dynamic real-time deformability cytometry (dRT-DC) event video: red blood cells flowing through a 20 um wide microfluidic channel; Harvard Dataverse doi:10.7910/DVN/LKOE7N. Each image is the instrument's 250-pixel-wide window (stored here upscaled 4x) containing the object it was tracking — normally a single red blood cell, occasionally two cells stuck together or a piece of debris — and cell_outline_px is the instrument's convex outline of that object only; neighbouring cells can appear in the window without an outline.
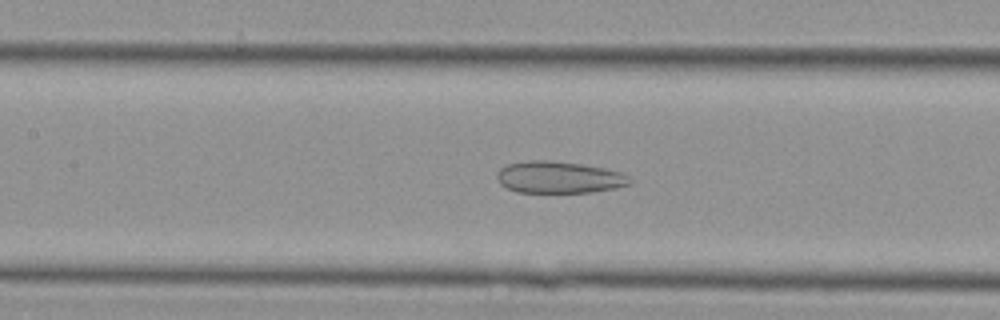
{"species": "Egyptian fruit bat (a non-hibernating species)", "species_latin": "Rousettus aegyptiacus", "temperature_condition": "cold", "stored_images_in_passage": 33, "camera_frame_rate_fps": 3000, "um_per_image_px": 0.085, "animal": {"sex": "female"}, "frame": {"image": 1, "passage_image": 9, "time_ms": 2.667, "image_size_px": [1000, 320], "cell_outline_px": [[632, 184], [616, 188], [592, 192], [516, 192], [500, 184], [496, 176], [496, 172], [500, 168], [508, 164], [528, 160], [552, 160], [580, 164], [604, 168], [620, 172], [628, 176], [632, 180]], "centroid_in_image_um": [47.51, 15.07], "position_along_channel_um": 159.9, "area_um2": 24.74}}
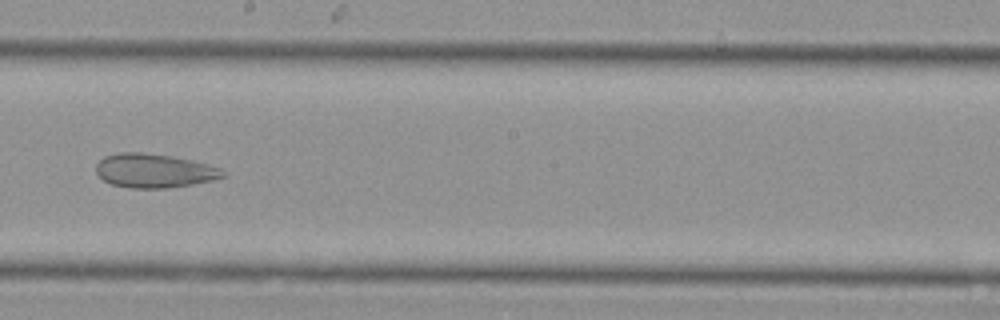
{"frame": {"image": 2, "passage_image": 14, "time_ms": 4.333, "image_size_px": [1000, 320], "cell_outline_px": [[224, 176], [212, 180], [192, 184], [168, 188], [128, 188], [112, 184], [104, 180], [96, 172], [96, 164], [104, 156], [120, 152], [140, 152], [172, 156], [192, 160], [208, 164], [220, 168], [224, 172]], "centroid_in_image_um": [13.08, 14.51], "position_along_channel_um": 235.1, "area_um2": 25.03}}
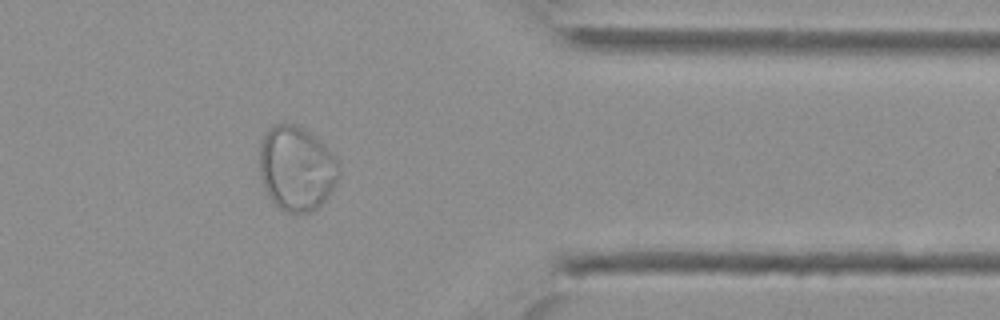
{"frame": {"image": 3, "passage_image": 25, "time_ms": 8.0, "image_size_px": [1000, 320], "cell_outline_px": [[340, 176], [336, 184], [328, 196], [312, 212], [296, 216], [284, 212], [264, 192], [260, 176], [260, 144], [268, 128], [272, 124], [280, 120], [292, 124], [308, 132], [320, 140], [336, 156], [340, 164]], "centroid_in_image_um": [25.2, 14.33], "position_along_channel_um": 386.2, "area_um2": 40.11}}